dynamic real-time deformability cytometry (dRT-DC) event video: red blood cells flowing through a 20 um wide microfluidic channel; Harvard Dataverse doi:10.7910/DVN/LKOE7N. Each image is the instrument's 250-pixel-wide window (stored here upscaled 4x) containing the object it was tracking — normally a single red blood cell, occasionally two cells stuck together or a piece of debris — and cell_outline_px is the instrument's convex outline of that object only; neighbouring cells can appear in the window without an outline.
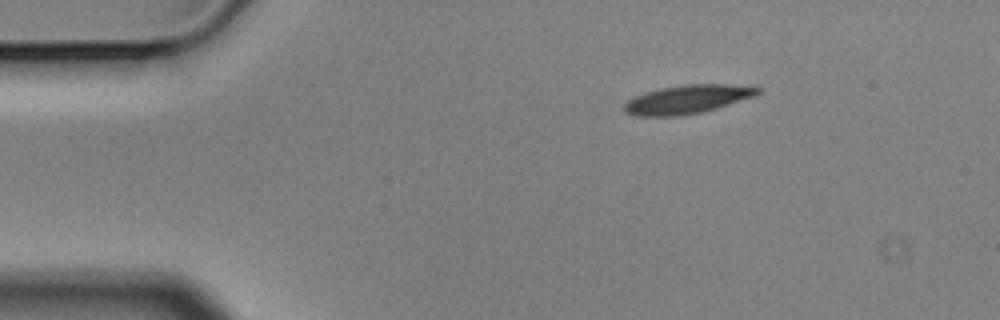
{"species": "Egyptian fruit bat (a non-hibernating species)", "species_latin": "Rousettus aegyptiacus", "temperature_condition": "cold", "stored_images_in_passage": 3, "camera_frame_rate_fps": 3000, "um_per_image_px": 0.085, "animal": {"sex": "male"}, "frame": {"image": 1, "passage_image": 1, "time_ms": 0.0, "image_size_px": [1000, 320], "cell_outline_px": [[760, 92], [752, 96], [716, 108], [700, 112], [676, 116], [636, 116], [624, 112], [624, 104], [628, 100], [636, 96], [660, 88], [684, 84], [728, 84], [760, 88]], "centroid_in_image_um": [58.37, 8.44], "position_along_channel_um": 26.6, "area_um2": 21.79}}